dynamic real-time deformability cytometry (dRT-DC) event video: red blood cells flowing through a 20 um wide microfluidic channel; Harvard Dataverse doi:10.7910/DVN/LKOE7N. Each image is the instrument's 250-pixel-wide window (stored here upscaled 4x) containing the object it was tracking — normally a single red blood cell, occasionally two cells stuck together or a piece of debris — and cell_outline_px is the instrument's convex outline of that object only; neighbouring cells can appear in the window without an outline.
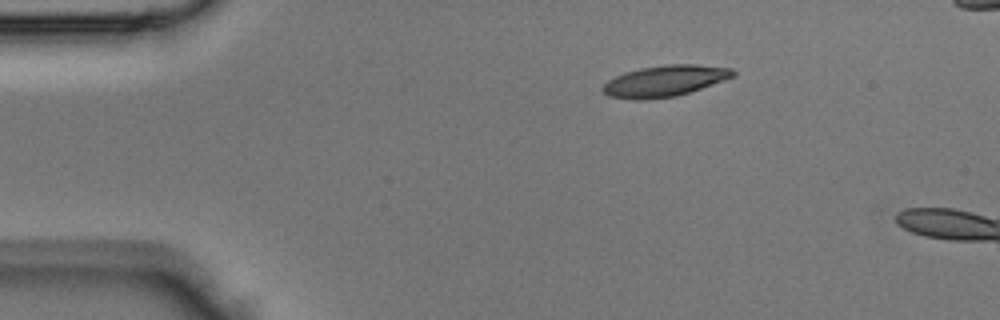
{"species": "Egyptian fruit bat (a non-hibernating species)", "species_latin": "Rousettus aegyptiacus", "temperature_condition": "room temperature", "stored_images_in_passage": 6, "camera_frame_rate_fps": 3000, "um_per_image_px": 0.085, "animal": {"sex": "male"}, "frame": {"image": 1, "passage_image": 1, "time_ms": 0.0, "image_size_px": [1000, 320], "cell_outline_px": [[736, 76], [676, 96], [644, 100], [636, 100], [608, 96], [600, 88], [608, 80], [624, 72], [640, 68], [664, 64], [696, 64], [732, 68], [736, 72]], "centroid_in_image_um": [56.49, 6.87], "position_along_channel_um": 28.5, "area_um2": 23.7}}